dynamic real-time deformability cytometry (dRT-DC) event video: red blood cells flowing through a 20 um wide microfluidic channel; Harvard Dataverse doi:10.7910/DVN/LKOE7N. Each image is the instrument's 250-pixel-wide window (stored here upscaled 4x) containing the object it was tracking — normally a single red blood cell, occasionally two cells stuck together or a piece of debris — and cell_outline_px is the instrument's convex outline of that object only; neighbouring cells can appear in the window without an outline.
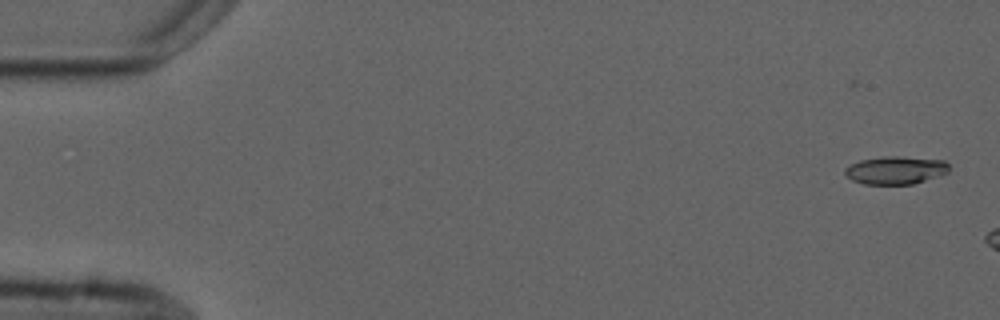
{"species": "common noctule bat (a hibernating species)", "species_latin": "Nyctalus noctula", "temperature_condition": "cold", "stored_images_in_passage": 4, "camera_frame_rate_fps": 3000, "um_per_image_px": 0.085, "animal": {"sex": "male", "forearm_length_mm": 52.5}, "frame": {"image": 1, "passage_image": 2, "time_ms": 1.333, "image_size_px": [1000, 320], "cell_outline_px": [[948, 172], [940, 176], [912, 184], [864, 184], [852, 180], [844, 172], [844, 168], [860, 160], [884, 156], [896, 156], [944, 160], [948, 164]], "centroid_in_image_um": [76.13, 14.47], "position_along_channel_um": 8.9, "area_um2": 16.88}}